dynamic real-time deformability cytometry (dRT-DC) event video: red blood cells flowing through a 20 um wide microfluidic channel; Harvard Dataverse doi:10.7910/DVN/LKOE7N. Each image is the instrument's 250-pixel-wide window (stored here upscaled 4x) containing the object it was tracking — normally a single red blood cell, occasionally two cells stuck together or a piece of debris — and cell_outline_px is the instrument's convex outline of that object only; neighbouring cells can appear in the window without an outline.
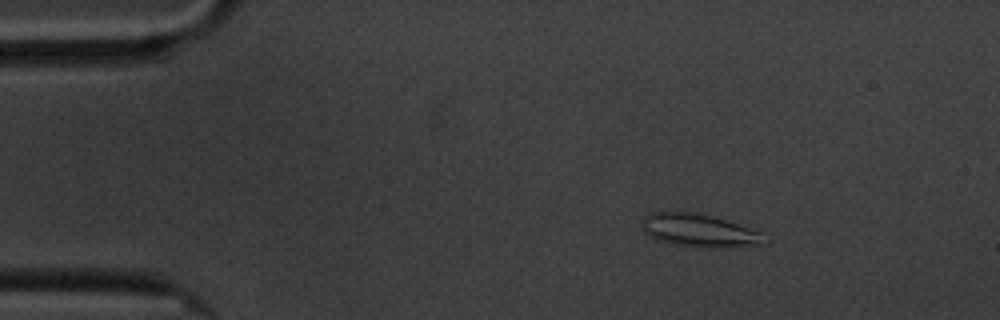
{"species": "common noctule bat (a hibernating species)", "species_latin": "Nyctalus noctula", "temperature_condition": "cold", "stored_images_in_passage": 51, "camera_frame_rate_fps": 3000, "um_per_image_px": 0.085, "animal": {"sex": "male", "body_mass_g": 20.1, "forearm_length_mm": 53.5}, "frame": {"image": 1, "passage_image": 1, "time_ms": 0.0, "image_size_px": [1000, 320], "cell_outline_px": [[772, 240], [764, 244], [716, 248], [676, 244], [656, 240], [648, 236], [644, 232], [644, 216], [652, 212], [696, 212], [712, 216], [760, 232]], "centroid_in_image_um": [59.46, 19.6], "position_along_channel_um": 25.5, "area_um2": 23.24}}
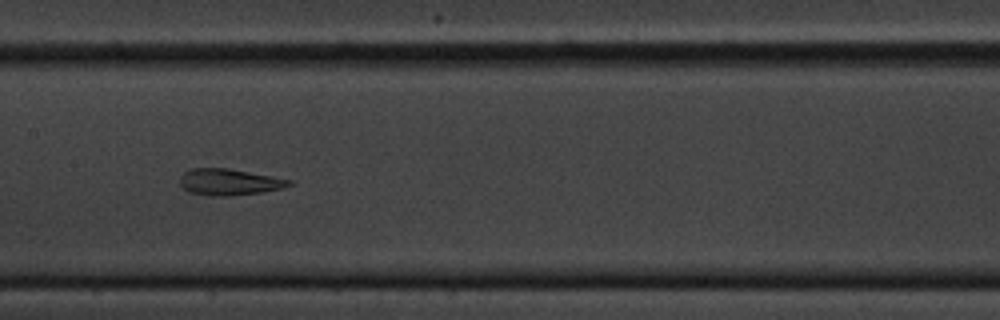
{"frame": {"image": 2, "passage_image": 21, "time_ms": 6.667, "image_size_px": [1000, 320], "cell_outline_px": [[292, 184], [280, 188], [260, 192], [228, 196], [208, 196], [188, 192], [180, 184], [180, 176], [184, 172], [192, 168], [228, 168], [272, 176], [292, 180]], "centroid_in_image_um": [19.43, 15.47], "position_along_channel_um": 188.0, "area_um2": 16.7}}
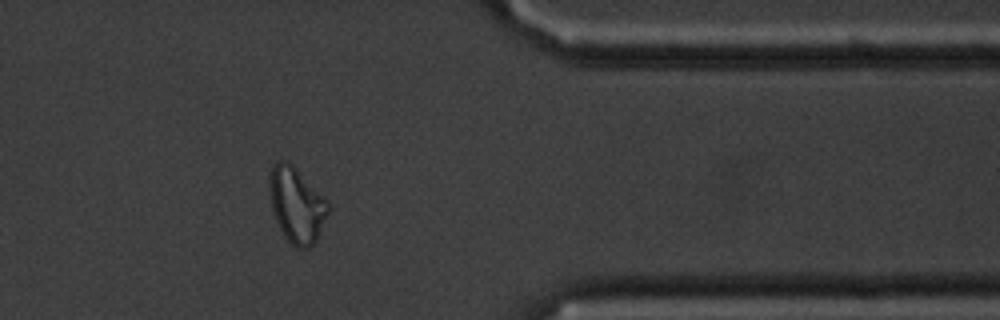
{"frame": {"image": 3, "passage_image": 40, "time_ms": 13.0, "image_size_px": [1000, 320], "cell_outline_px": [[328, 212], [316, 240], [308, 248], [296, 248], [284, 236], [276, 220], [272, 208], [268, 180], [268, 176], [276, 160], [288, 160], [296, 168], [328, 204]], "centroid_in_image_um": [25.16, 17.41], "position_along_channel_um": 386.2, "area_um2": 25.09}, "authors_computed_cell_mechanics": {"area_um2": 19.2474, "velocity_mm_per_s": 3.3899, "shape_relaxation_time_tau1_ms": null, "shape_relaxation_time_tau2_ms": 2.2209, "deformation_change_tau1": null, "deformation_change_tau2": 0.1002}}